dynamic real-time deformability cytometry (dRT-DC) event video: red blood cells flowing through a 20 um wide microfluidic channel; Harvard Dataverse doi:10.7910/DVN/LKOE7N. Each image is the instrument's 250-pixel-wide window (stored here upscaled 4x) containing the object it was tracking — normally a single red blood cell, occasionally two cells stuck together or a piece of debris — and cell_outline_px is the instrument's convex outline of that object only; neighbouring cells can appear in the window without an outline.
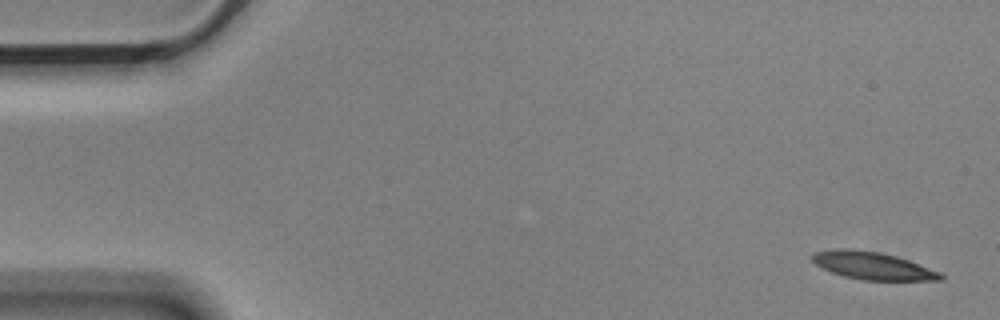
{"species": "Egyptian fruit bat (a non-hibernating species)", "species_latin": "Rousettus aegyptiacus", "temperature_condition": "cold", "stored_images_in_passage": 7, "camera_frame_rate_fps": 3000, "um_per_image_px": 0.085, "animal": {"sex": "male"}, "frame": {"image": 1, "passage_image": 1, "time_ms": 0.0, "image_size_px": [1000, 320], "cell_outline_px": [[944, 280], [860, 280], [844, 276], [832, 272], [816, 264], [812, 260], [812, 256], [816, 252], [836, 248], [852, 248], [880, 252], [896, 256], [908, 260], [940, 272], [944, 276]], "centroid_in_image_um": [74.18, 22.58], "position_along_channel_um": 10.8, "area_um2": 20.52}}
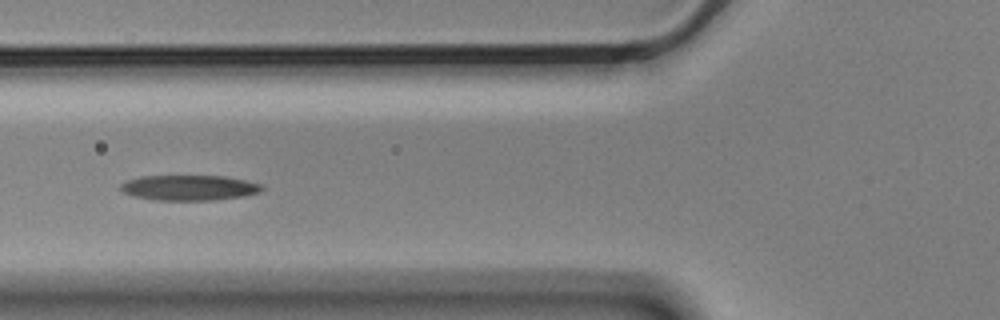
{"frame": {"image": 2, "passage_image": 4, "time_ms": 1.0, "image_size_px": [1000, 320], "cell_outline_px": [[264, 188], [260, 192], [244, 196], [212, 200], [152, 200], [132, 196], [124, 192], [120, 188], [120, 184], [128, 180], [140, 176], [224, 176], [264, 184]], "centroid_in_image_um": [16.09, 15.96], "position_along_channel_um": 109.7, "area_um2": 20.92}}
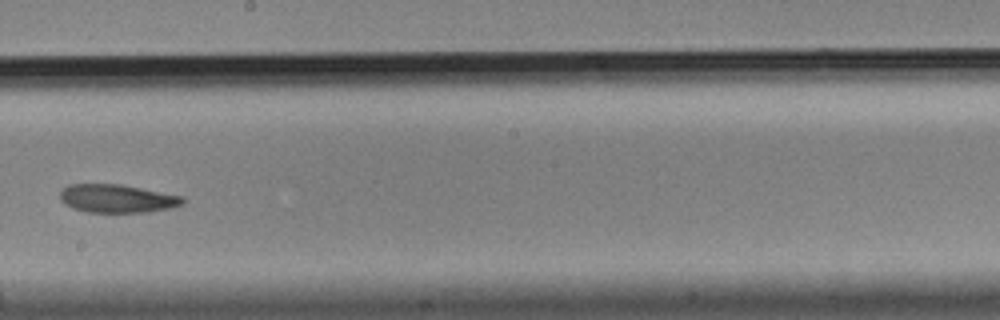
{"frame": {"image": 3, "passage_image": 7, "time_ms": 2.0, "image_size_px": [1000, 320], "cell_outline_px": [[184, 204], [172, 208], [148, 212], [88, 212], [72, 208], [64, 204], [60, 200], [60, 192], [68, 184], [120, 184], [184, 196]], "centroid_in_image_um": [9.97, 16.88], "position_along_channel_um": 238.2, "area_um2": 20.35}}